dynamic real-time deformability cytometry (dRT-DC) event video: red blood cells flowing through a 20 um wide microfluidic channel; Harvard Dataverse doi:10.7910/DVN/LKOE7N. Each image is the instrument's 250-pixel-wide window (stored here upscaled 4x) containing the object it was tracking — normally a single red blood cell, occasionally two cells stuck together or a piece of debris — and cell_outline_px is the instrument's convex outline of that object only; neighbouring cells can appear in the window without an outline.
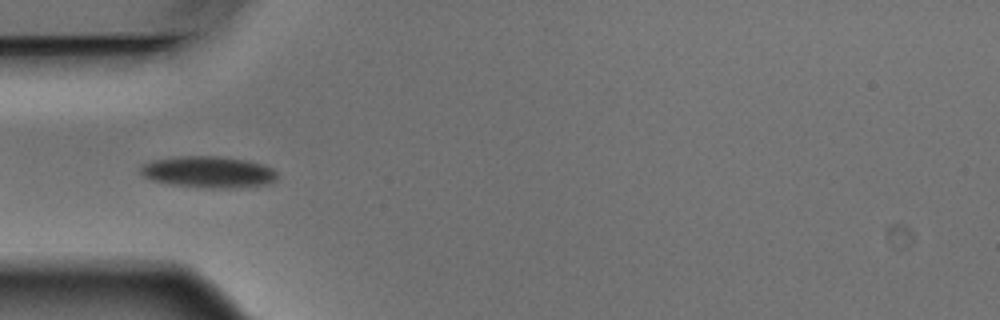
{"species": "Egyptian fruit bat (a non-hibernating species)", "species_latin": "Rousettus aegyptiacus", "temperature_condition": "warm", "stored_images_in_passage": 6, "camera_frame_rate_fps": 3000, "um_per_image_px": 0.085, "animal": {"sex": "male"}, "frame": {"image": 1, "passage_image": 4, "time_ms": 1.0, "image_size_px": [1000, 320], "cell_outline_px": [[276, 180], [268, 184], [232, 188], [204, 188], [168, 184], [152, 180], [144, 176], [140, 172], [140, 168], [144, 164], [152, 160], [180, 156], [216, 156], [248, 160], [264, 164], [272, 168], [276, 172]], "centroid_in_image_um": [17.72, 14.62], "position_along_channel_um": 67.3, "area_um2": 25.2}}
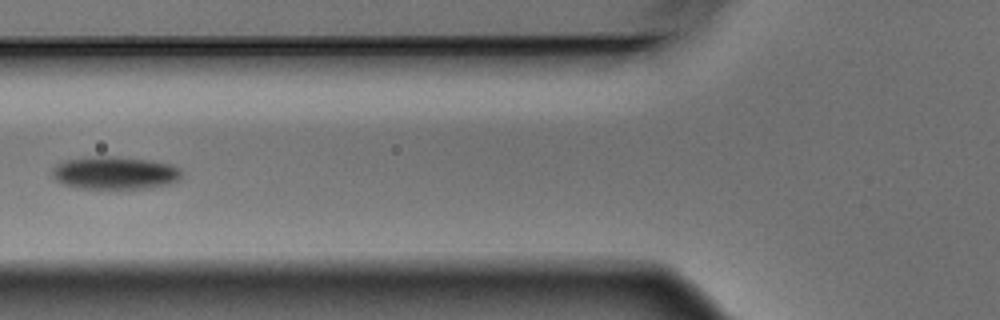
{"frame": {"image": 2, "passage_image": 5, "time_ms": 1.333, "image_size_px": [1000, 320], "cell_outline_px": [[180, 180], [168, 184], [148, 188], [76, 188], [64, 184], [56, 180], [52, 176], [52, 168], [56, 164], [64, 160], [96, 156], [116, 156], [152, 160], [172, 164], [180, 168]], "centroid_in_image_um": [9.76, 14.68], "position_along_channel_um": 116.0, "area_um2": 24.91}}
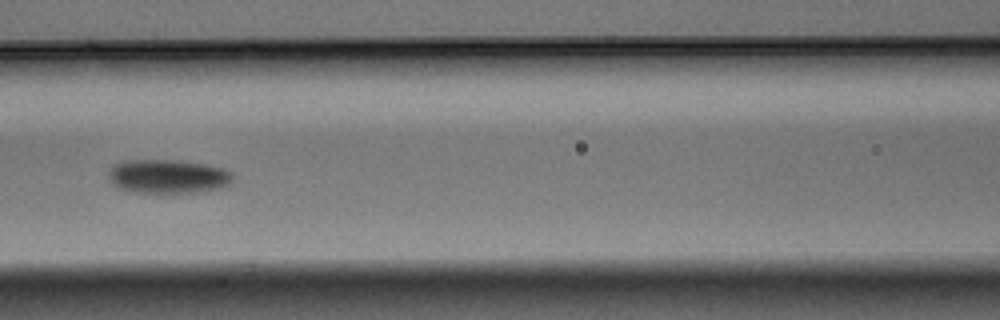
{"frame": {"image": 3, "passage_image": 6, "time_ms": 1.667, "image_size_px": [1000, 320], "cell_outline_px": [[232, 184], [220, 188], [204, 192], [132, 192], [120, 188], [112, 184], [108, 172], [112, 164], [124, 160], [176, 160], [204, 164], [224, 168], [232, 172]], "centroid_in_image_um": [14.29, 14.99], "position_along_channel_um": 152.3, "area_um2": 24.74}}